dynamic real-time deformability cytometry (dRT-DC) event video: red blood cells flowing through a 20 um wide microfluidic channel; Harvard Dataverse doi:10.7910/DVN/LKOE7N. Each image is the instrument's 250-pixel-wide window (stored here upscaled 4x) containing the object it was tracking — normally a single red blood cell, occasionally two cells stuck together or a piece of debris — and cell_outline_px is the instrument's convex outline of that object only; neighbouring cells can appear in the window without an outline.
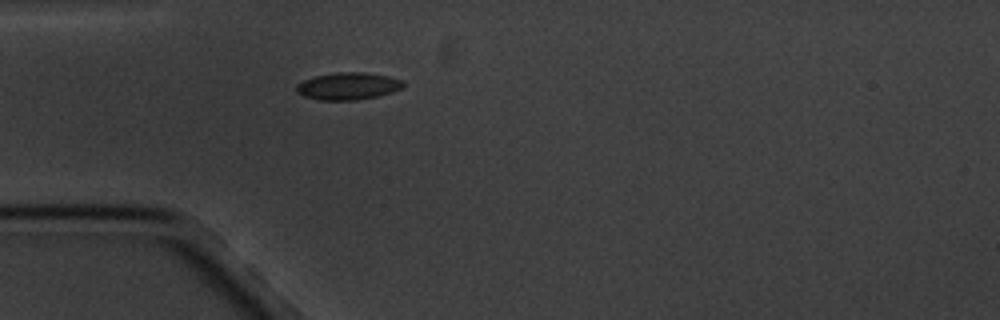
{"species": "common noctule bat (a hibernating species)", "species_latin": "Nyctalus noctula", "temperature_condition": "cold", "stored_images_in_passage": 1, "camera_frame_rate_fps": 3000, "um_per_image_px": 0.085, "animal": {"sex": "male", "body_mass_g": 20.1, "forearm_length_mm": 53.5}, "frame": {"image": 1, "passage_image": 1, "time_ms": 0.0, "image_size_px": [1000, 320], "cell_outline_px": [[404, 84], [400, 88], [392, 92], [376, 96], [356, 100], [320, 100], [304, 96], [296, 92], [296, 84], [304, 80], [316, 76], [336, 72], [364, 72], [388, 76], [400, 80]], "centroid_in_image_um": [29.54, 7.32], "position_along_channel_um": 55.5, "area_um2": 16.76}}